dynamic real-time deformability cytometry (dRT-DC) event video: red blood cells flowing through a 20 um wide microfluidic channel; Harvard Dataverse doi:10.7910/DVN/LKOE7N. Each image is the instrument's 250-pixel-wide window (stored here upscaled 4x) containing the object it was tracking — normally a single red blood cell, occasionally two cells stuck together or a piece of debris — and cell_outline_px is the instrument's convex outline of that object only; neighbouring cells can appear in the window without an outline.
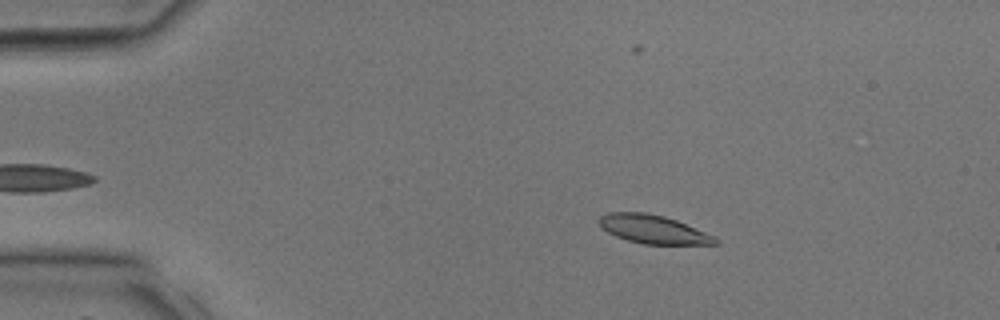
{"species": "common noctule bat (a hibernating species)", "species_latin": "Nyctalus noctula", "temperature_condition": "room temperature", "stored_images_in_passage": 32, "camera_frame_rate_fps": 3000, "um_per_image_px": 0.085, "animal": {"sex": "male", "body_mass_g": 17.9, "forearm_length_mm": 54.2}, "frame": {"image": 1, "passage_image": 4, "time_ms": 1.0, "image_size_px": [1000, 320], "cell_outline_px": [[720, 244], [644, 244], [628, 240], [616, 236], [600, 228], [596, 220], [600, 216], [608, 212], [644, 212], [664, 216], [676, 220], [716, 236], [720, 240]], "centroid_in_image_um": [55.51, 19.48], "position_along_channel_um": 29.5, "area_um2": 19.48}}
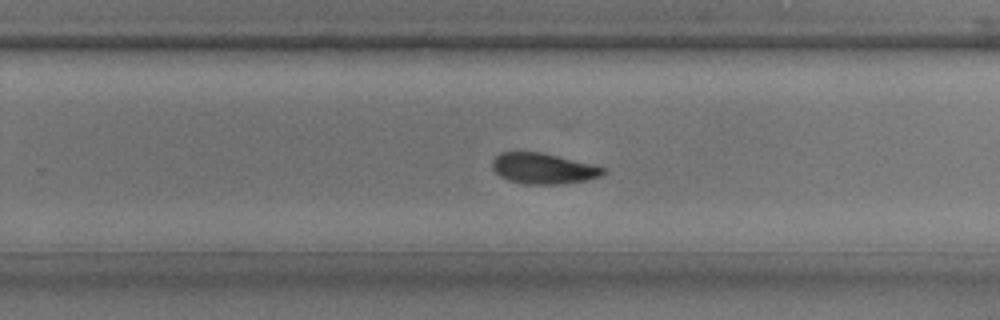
{"frame": {"image": 2, "passage_image": 20, "time_ms": 6.333, "image_size_px": [1000, 320], "cell_outline_px": [[604, 172], [600, 176], [588, 180], [564, 184], [524, 184], [508, 180], [500, 176], [492, 168], [492, 160], [500, 152], [540, 152], [592, 164], [604, 168]], "centroid_in_image_um": [46.15, 14.33], "position_along_channel_um": 283.7, "area_um2": 19.77}}
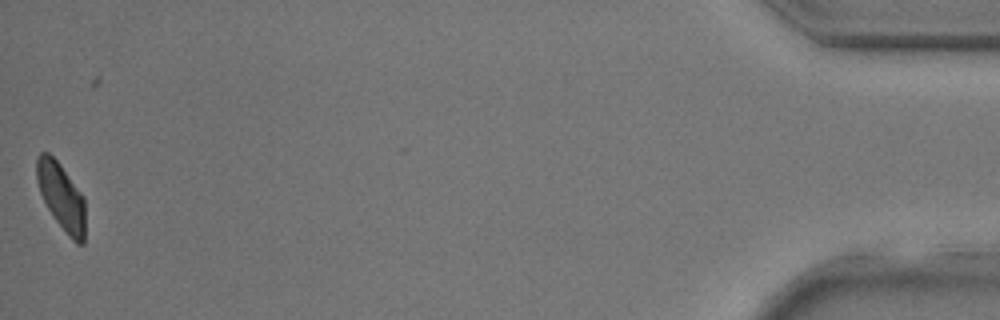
{"frame": {"image": 3, "passage_image": 32, "time_ms": 10.333, "image_size_px": [1000, 320], "cell_outline_px": [[84, 244], [76, 244], [72, 240], [52, 216], [40, 192], [36, 180], [36, 156], [40, 152], [48, 152], [60, 164], [84, 196]], "centroid_in_image_um": [5.2, 16.69], "position_along_channel_um": 430.0, "area_um2": 18.96}}